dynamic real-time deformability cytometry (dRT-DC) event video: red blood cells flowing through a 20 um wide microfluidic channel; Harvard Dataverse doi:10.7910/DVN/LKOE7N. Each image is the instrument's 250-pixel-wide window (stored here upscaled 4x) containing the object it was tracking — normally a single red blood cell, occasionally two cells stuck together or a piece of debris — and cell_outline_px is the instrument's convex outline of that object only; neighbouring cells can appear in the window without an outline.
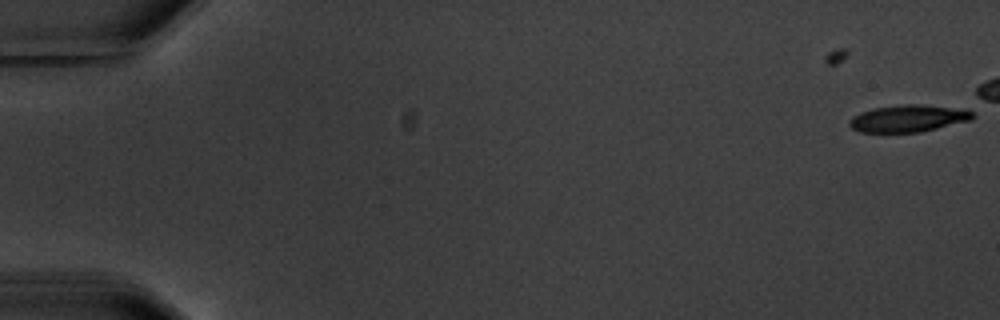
{"species": "common noctule bat (a hibernating species)", "species_latin": "Nyctalus noctula", "temperature_condition": "warm", "stored_images_in_passage": 7, "segment_of_instrument_passage": [1, 2], "camera_frame_rate_fps": 3000, "um_per_image_px": 0.085, "animal": {"sex": "male", "body_mass_g": 20.1, "forearm_length_mm": 53.5}, "frame": {"image": 1, "passage_image": 1, "time_ms": 0.0, "image_size_px": [1000, 320], "cell_outline_px": [[976, 116], [968, 120], [920, 132], [860, 132], [852, 128], [848, 124], [848, 120], [852, 116], [860, 112], [872, 108], [904, 104], [916, 104], [972, 108]], "centroid_in_image_um": [77.23, 10.04], "position_along_channel_um": 7.8, "area_um2": 19.71}}
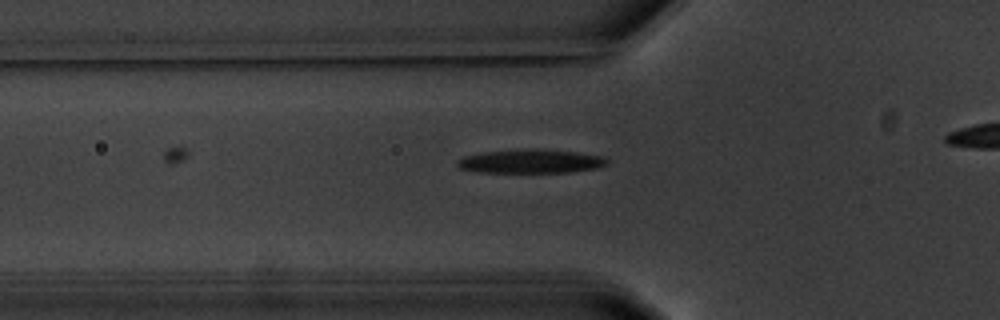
{"frame": {"image": 2, "passage_image": 6, "time_ms": 6.667, "image_size_px": [1000, 320], "cell_outline_px": [[608, 164], [596, 168], [572, 172], [480, 172], [460, 168], [456, 164], [456, 160], [464, 156], [484, 152], [576, 152], [604, 156], [608, 160]], "centroid_in_image_um": [45.13, 13.77], "position_along_channel_um": 80.7, "area_um2": 19.42}}